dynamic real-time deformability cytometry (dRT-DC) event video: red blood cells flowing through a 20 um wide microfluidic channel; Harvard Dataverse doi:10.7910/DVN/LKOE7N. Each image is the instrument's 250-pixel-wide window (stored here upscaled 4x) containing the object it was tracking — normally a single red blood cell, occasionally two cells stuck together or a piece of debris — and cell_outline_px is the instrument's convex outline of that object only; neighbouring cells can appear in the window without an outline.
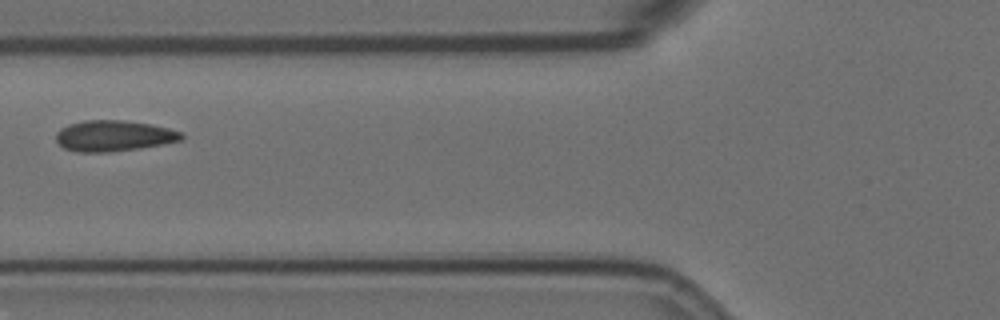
{"species": "Egyptian fruit bat (a non-hibernating species)", "species_latin": "Rousettus aegyptiacus", "temperature_condition": "room temperature", "stored_images_in_passage": 8, "camera_frame_rate_fps": 3000, "um_per_image_px": 0.085, "animal": {"sex": "female"}, "frame": {"image": 1, "passage_image": 6, "time_ms": 5.667, "image_size_px": [1000, 320], "cell_outline_px": [[184, 136], [180, 140], [140, 148], [108, 152], [80, 152], [64, 148], [56, 140], [56, 132], [60, 128], [68, 124], [84, 120], [124, 120], [152, 124], [168, 128], [180, 132]], "centroid_in_image_um": [9.63, 11.53], "position_along_channel_um": 116.2, "area_um2": 22.48}}
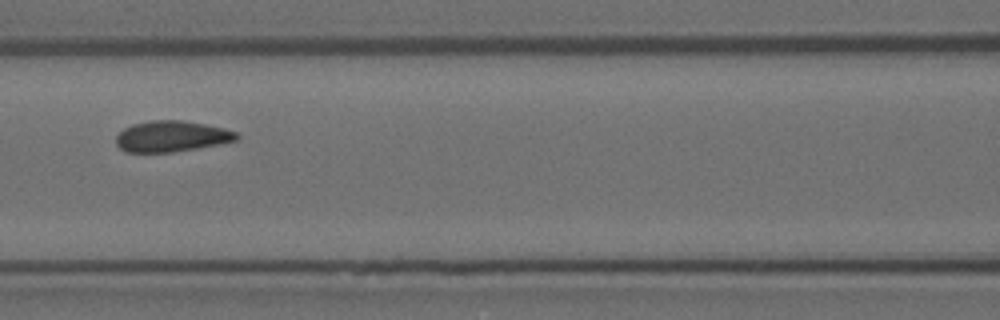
{"frame": {"image": 2, "passage_image": 7, "time_ms": 6.667, "image_size_px": [1000, 320], "cell_outline_px": [[240, 136], [236, 140], [220, 144], [172, 152], [124, 152], [116, 144], [116, 136], [124, 128], [132, 124], [152, 120], [184, 120], [224, 128], [236, 132]], "centroid_in_image_um": [14.57, 11.58], "position_along_channel_um": 152.0, "area_um2": 21.73}}
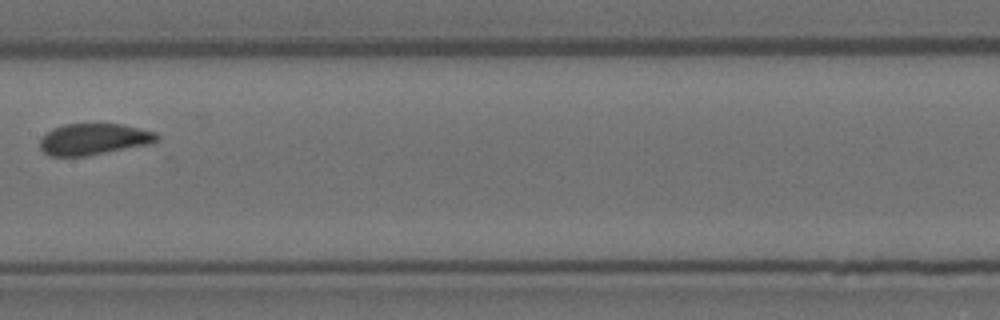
{"frame": {"image": 3, "passage_image": 8, "time_ms": 8.0, "image_size_px": [1000, 320], "cell_outline_px": [[160, 140], [152, 144], [88, 156], [48, 156], [40, 148], [40, 140], [52, 128], [64, 124], [124, 124], [156, 132], [160, 136]], "centroid_in_image_um": [8.03, 11.84], "position_along_channel_um": 199.4, "area_um2": 21.68}}